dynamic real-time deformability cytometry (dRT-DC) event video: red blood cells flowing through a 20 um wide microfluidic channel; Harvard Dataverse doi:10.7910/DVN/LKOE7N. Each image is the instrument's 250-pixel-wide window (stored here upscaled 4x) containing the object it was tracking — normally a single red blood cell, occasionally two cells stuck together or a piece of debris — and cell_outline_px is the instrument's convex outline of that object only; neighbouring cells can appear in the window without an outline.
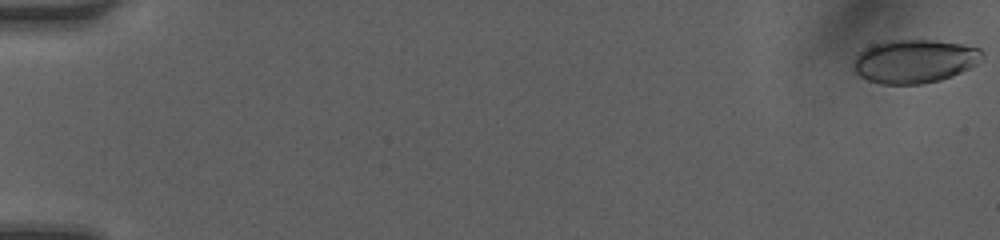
{"species": "human", "species_latin": "Homo sapiens", "temperature_condition": "room temperature", "stored_images_in_passage": 50, "camera_frame_rate_fps": 3000, "um_per_image_px": 0.085, "donor": {"sex": "female"}, "frame": {"image": 1, "passage_image": 1, "time_ms": 0.0, "image_size_px": [1000, 240], "cell_outline_px": [[984, 60], [952, 76], [940, 80], [920, 84], [880, 84], [868, 80], [860, 76], [852, 68], [852, 60], [864, 48], [872, 44], [888, 40], [936, 40], [960, 44], [980, 48], [984, 52]], "centroid_in_image_um": [77.72, 5.2], "position_along_channel_um": 7.3, "area_um2": 32.95}}
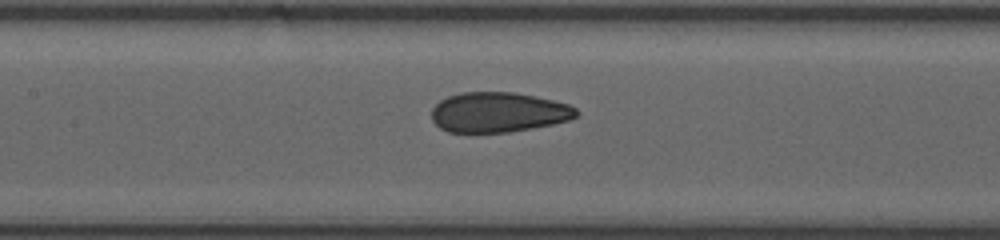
{"frame": {"image": 2, "passage_image": 25, "time_ms": 8.0, "image_size_px": [1000, 240], "cell_outline_px": [[580, 112], [576, 116], [568, 120], [552, 124], [532, 128], [508, 132], [448, 132], [440, 128], [432, 120], [432, 108], [440, 100], [448, 96], [460, 92], [512, 92], [536, 96], [568, 104], [576, 108]], "centroid_in_image_um": [42.35, 9.54], "position_along_channel_um": 165.0, "area_um2": 33.76}}
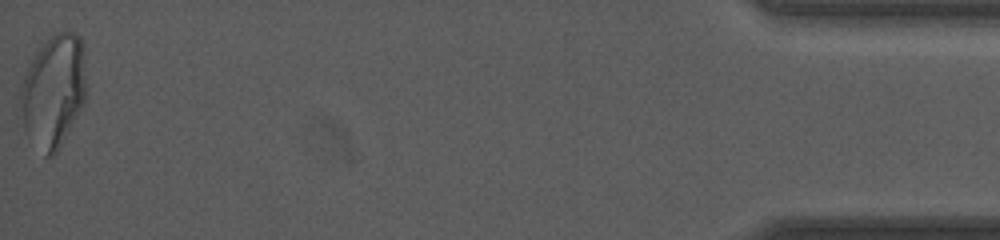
{"frame": {"image": 3, "passage_image": 50, "time_ms": 16.333, "image_size_px": [1000, 240], "cell_outline_px": [[84, 104], [56, 152], [52, 156], [44, 156], [28, 136], [24, 128], [20, 96], [20, 88], [28, 64], [40, 40], [56, 32], [76, 32], [80, 36], [84, 44]], "centroid_in_image_um": [4.52, 7.65], "position_along_channel_um": 430.7, "area_um2": 43.47}, "authors_computed_cell_mechanics": {"area_um2": 34.0153, "velocity_mm_per_s": 4.2549, "shape_relaxation_time_tau1_ms": 5.9507, "shape_relaxation_time_tau2_ms": 0.9501, "deformation_change_tau1": 0.1836, "deformation_change_tau2": 0.0673}}